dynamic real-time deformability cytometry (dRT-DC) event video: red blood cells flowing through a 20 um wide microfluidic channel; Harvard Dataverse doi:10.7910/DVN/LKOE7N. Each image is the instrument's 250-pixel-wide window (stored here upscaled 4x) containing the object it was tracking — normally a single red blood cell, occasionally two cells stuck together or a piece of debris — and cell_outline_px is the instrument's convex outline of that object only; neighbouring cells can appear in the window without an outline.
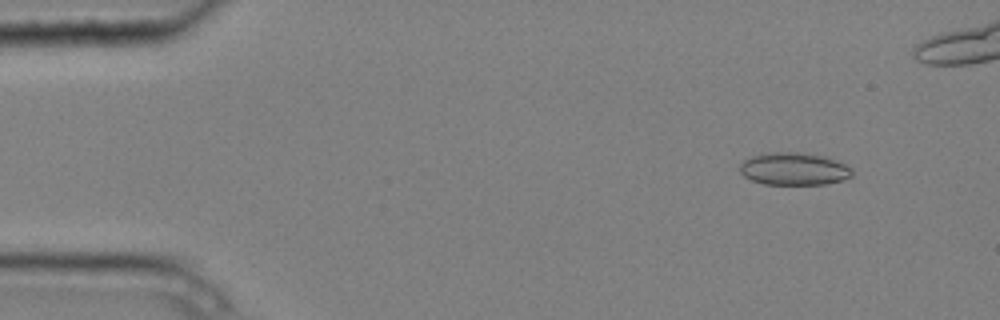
{"species": "common noctule bat (a hibernating species)", "species_latin": "Nyctalus noctula", "temperature_condition": "cold", "stored_images_in_passage": 5, "camera_frame_rate_fps": 3000, "um_per_image_px": 0.085, "animal": {"sex": "male", "body_mass_g": 20.4}, "frame": {"image": 1, "passage_image": 2, "time_ms": 0.333, "image_size_px": [1000, 320], "cell_outline_px": [[852, 176], [844, 180], [824, 184], [764, 184], [752, 180], [744, 176], [740, 172], [740, 164], [744, 160], [752, 156], [768, 152], [796, 152], [824, 156], [836, 160], [852, 168]], "centroid_in_image_um": [67.49, 14.35], "position_along_channel_um": 17.5, "area_um2": 21.27}}